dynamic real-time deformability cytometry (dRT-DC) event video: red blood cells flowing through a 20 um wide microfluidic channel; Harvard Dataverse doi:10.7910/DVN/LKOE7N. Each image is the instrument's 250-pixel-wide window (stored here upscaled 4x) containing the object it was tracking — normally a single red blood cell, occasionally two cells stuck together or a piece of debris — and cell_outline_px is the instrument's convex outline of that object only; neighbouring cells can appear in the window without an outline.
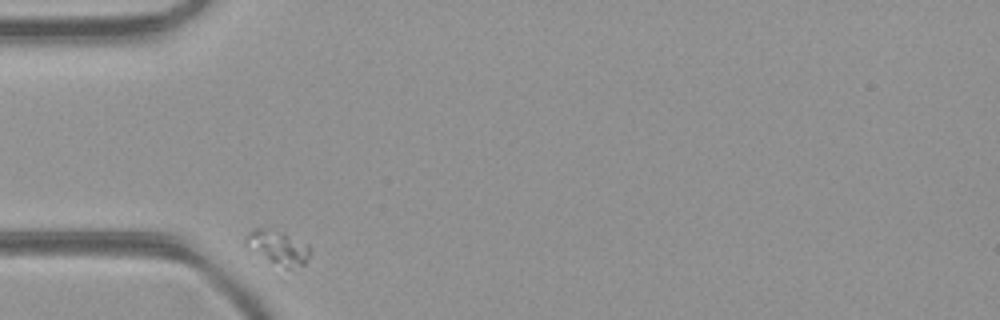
{"species": "common noctule bat (a hibernating species)", "species_latin": "Nyctalus noctula", "temperature_condition": "room temperature", "stored_images_in_passage": 30, "camera_frame_rate_fps": 3000, "um_per_image_px": 0.085, "animal": {"sex": "female", "body_mass_g": 21.9}, "frame": {"image": 1, "passage_image": 1, "time_ms": 0.0, "image_size_px": [1000, 320], "cell_outline_px": [[312, 252], [304, 264], [288, 268], [272, 260], [244, 244], [244, 236], [252, 228], [268, 228], [280, 232], [308, 244]], "centroid_in_image_um": [23.64, 20.97], "position_along_channel_um": 61.4, "area_um2": 12.14}}